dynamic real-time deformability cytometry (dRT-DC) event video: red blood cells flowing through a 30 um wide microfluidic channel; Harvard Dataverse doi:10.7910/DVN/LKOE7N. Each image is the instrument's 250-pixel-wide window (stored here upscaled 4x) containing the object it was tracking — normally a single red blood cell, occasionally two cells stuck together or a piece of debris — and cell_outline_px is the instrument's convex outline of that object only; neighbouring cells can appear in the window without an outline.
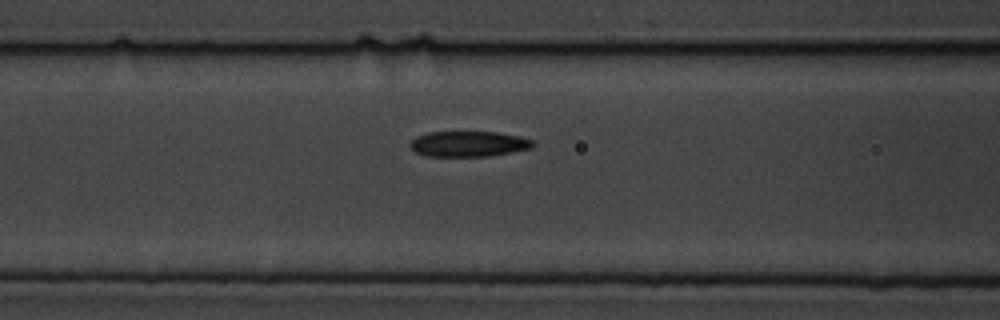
{"species": "common noctule bat (a hibernating species)", "species_latin": "Nyctalus noctula", "temperature_condition": "cold", "stored_images_in_passage": 7, "segment_of_instrument_passage": [2, 2], "camera_frame_rate_fps": 3000, "um_per_image_px": 0.085, "animal": {"sex": "male", "body_mass_g": 19.5, "forearm_length_mm": 54.6}, "frame": {"image": 1, "passage_image": 7, "time_ms": 8.0, "image_size_px": [1000, 320], "cell_outline_px": [[536, 144], [532, 148], [512, 152], [488, 156], [428, 156], [416, 152], [408, 144], [416, 136], [428, 132], [496, 132], [520, 136], [536, 140]], "centroid_in_image_um": [39.88, 12.22], "position_along_channel_um": 126.7, "area_um2": 18.38}}